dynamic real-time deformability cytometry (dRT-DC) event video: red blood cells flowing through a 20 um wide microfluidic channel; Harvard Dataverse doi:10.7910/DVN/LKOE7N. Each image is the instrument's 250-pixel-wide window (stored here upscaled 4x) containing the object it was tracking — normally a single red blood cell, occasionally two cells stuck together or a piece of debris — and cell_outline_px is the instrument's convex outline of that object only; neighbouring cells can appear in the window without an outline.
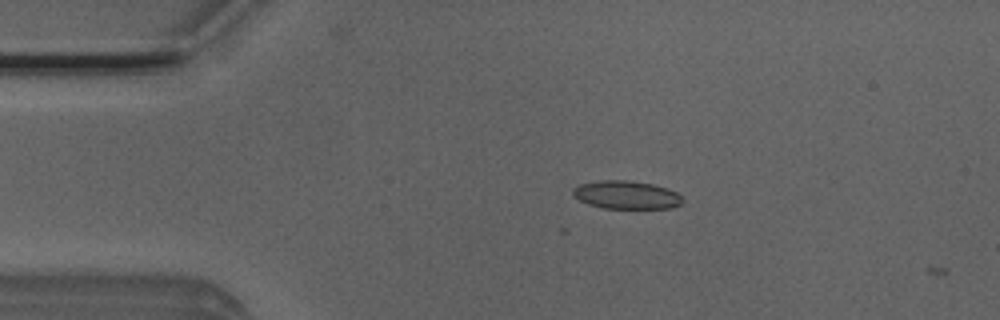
{"species": "Egyptian fruit bat (a non-hibernating species)", "species_latin": "Rousettus aegyptiacus", "temperature_condition": "room temperature", "stored_images_in_passage": 2, "camera_frame_rate_fps": 3000, "um_per_image_px": 0.085, "animal": {"sex": "male"}, "frame": {"image": 1, "passage_image": 1, "time_ms": 0.0, "image_size_px": [1000, 320], "cell_outline_px": [[684, 200], [680, 204], [672, 208], [604, 208], [588, 204], [572, 196], [572, 188], [580, 184], [600, 180], [632, 180], [652, 184], [668, 188], [676, 192]], "centroid_in_image_um": [53.22, 16.56], "position_along_channel_um": 31.8, "area_um2": 18.09}}